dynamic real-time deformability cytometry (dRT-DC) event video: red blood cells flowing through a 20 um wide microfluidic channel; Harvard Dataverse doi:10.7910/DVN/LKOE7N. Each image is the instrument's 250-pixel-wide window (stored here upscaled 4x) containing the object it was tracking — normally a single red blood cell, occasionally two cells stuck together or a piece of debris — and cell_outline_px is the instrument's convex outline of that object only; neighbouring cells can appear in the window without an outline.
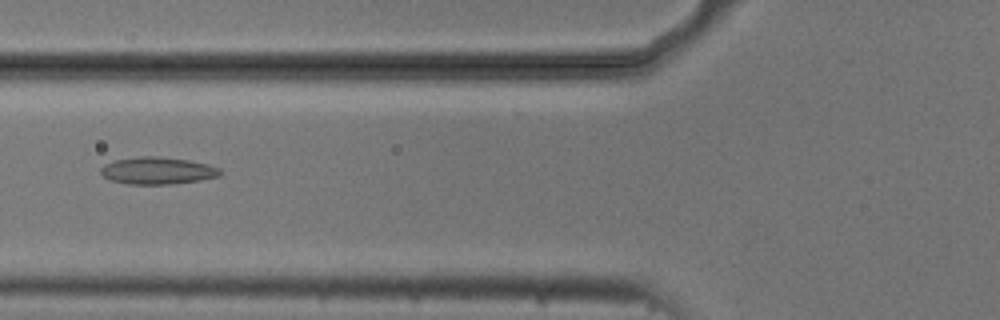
{"species": "common noctule bat (a hibernating species)", "species_latin": "Nyctalus noctula", "temperature_condition": "cold", "stored_images_in_passage": 37, "camera_frame_rate_fps": 3000, "um_per_image_px": 0.085, "animal": {"sex": "male", "body_mass_g": 20.5, "forearm_length_mm": 52.5}, "frame": {"image": 1, "passage_image": 4, "time_ms": 1.0, "image_size_px": [1000, 320], "cell_outline_px": [[220, 176], [200, 180], [172, 184], [128, 184], [112, 180], [104, 176], [100, 172], [100, 168], [104, 164], [116, 160], [140, 156], [160, 156], [188, 160], [208, 164], [220, 168]], "centroid_in_image_um": [13.4, 14.5], "position_along_channel_um": 112.4, "area_um2": 18.84}}
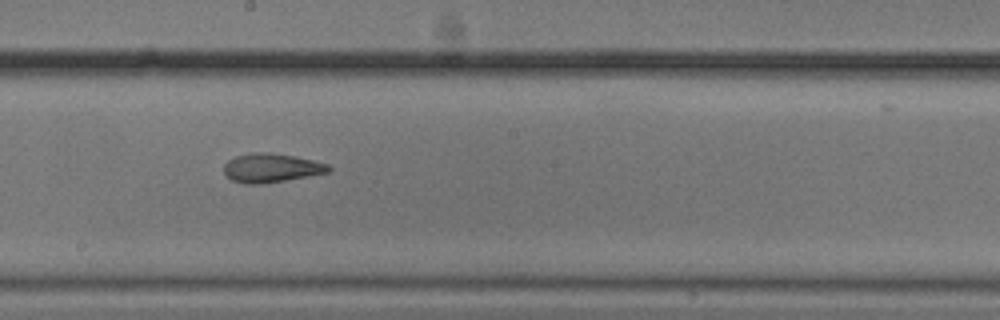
{"frame": {"image": 2, "passage_image": 13, "time_ms": 4.0, "image_size_px": [1000, 320], "cell_outline_px": [[332, 172], [260, 184], [248, 184], [232, 180], [224, 172], [224, 164], [228, 160], [236, 156], [252, 152], [268, 152], [296, 156], [328, 164], [332, 168]], "centroid_in_image_um": [23.08, 14.26], "position_along_channel_um": 225.1, "area_um2": 17.63}}
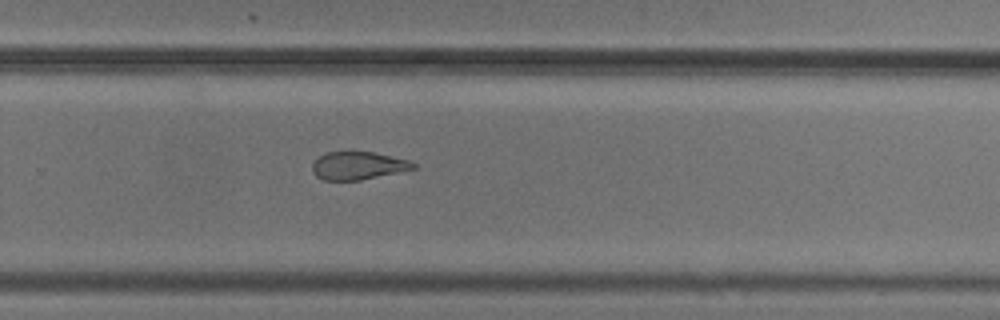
{"frame": {"image": 3, "passage_image": 19, "time_ms": 6.0, "image_size_px": [1000, 320], "cell_outline_px": [[416, 168], [360, 180], [324, 180], [316, 176], [312, 172], [312, 164], [320, 156], [328, 152], [372, 152], [408, 160], [416, 164]], "centroid_in_image_um": [30.41, 14.09], "position_along_channel_um": 299.4, "area_um2": 16.13}}